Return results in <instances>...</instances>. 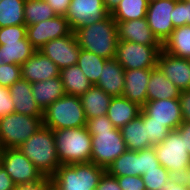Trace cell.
Returning <instances> with one entry per match:
<instances>
[{"mask_svg": "<svg viewBox=\"0 0 190 190\" xmlns=\"http://www.w3.org/2000/svg\"><path fill=\"white\" fill-rule=\"evenodd\" d=\"M86 127L91 135V162L106 170L127 150L121 131L107 115L88 119Z\"/></svg>", "mask_w": 190, "mask_h": 190, "instance_id": "cell-1", "label": "cell"}, {"mask_svg": "<svg viewBox=\"0 0 190 190\" xmlns=\"http://www.w3.org/2000/svg\"><path fill=\"white\" fill-rule=\"evenodd\" d=\"M74 34L81 49L107 60L115 58L118 43L117 23L110 14L95 23L77 28Z\"/></svg>", "mask_w": 190, "mask_h": 190, "instance_id": "cell-2", "label": "cell"}, {"mask_svg": "<svg viewBox=\"0 0 190 190\" xmlns=\"http://www.w3.org/2000/svg\"><path fill=\"white\" fill-rule=\"evenodd\" d=\"M18 149L45 177H52L61 165L57 155L53 130L44 125L21 144Z\"/></svg>", "mask_w": 190, "mask_h": 190, "instance_id": "cell-3", "label": "cell"}, {"mask_svg": "<svg viewBox=\"0 0 190 190\" xmlns=\"http://www.w3.org/2000/svg\"><path fill=\"white\" fill-rule=\"evenodd\" d=\"M61 165L91 162V135L86 126L53 130Z\"/></svg>", "mask_w": 190, "mask_h": 190, "instance_id": "cell-4", "label": "cell"}, {"mask_svg": "<svg viewBox=\"0 0 190 190\" xmlns=\"http://www.w3.org/2000/svg\"><path fill=\"white\" fill-rule=\"evenodd\" d=\"M43 125L52 130L86 126L87 120L80 97L65 94L50 104L44 110Z\"/></svg>", "mask_w": 190, "mask_h": 190, "instance_id": "cell-5", "label": "cell"}, {"mask_svg": "<svg viewBox=\"0 0 190 190\" xmlns=\"http://www.w3.org/2000/svg\"><path fill=\"white\" fill-rule=\"evenodd\" d=\"M104 172L92 162L60 165L51 178L57 190H93Z\"/></svg>", "mask_w": 190, "mask_h": 190, "instance_id": "cell-6", "label": "cell"}, {"mask_svg": "<svg viewBox=\"0 0 190 190\" xmlns=\"http://www.w3.org/2000/svg\"><path fill=\"white\" fill-rule=\"evenodd\" d=\"M43 125V116L17 112L0 117V148H18Z\"/></svg>", "mask_w": 190, "mask_h": 190, "instance_id": "cell-7", "label": "cell"}, {"mask_svg": "<svg viewBox=\"0 0 190 190\" xmlns=\"http://www.w3.org/2000/svg\"><path fill=\"white\" fill-rule=\"evenodd\" d=\"M157 159L174 177H183L190 167V155L184 144V136L171 130L167 137L153 146Z\"/></svg>", "mask_w": 190, "mask_h": 190, "instance_id": "cell-8", "label": "cell"}, {"mask_svg": "<svg viewBox=\"0 0 190 190\" xmlns=\"http://www.w3.org/2000/svg\"><path fill=\"white\" fill-rule=\"evenodd\" d=\"M162 45L118 40L115 59L124 70L156 68Z\"/></svg>", "mask_w": 190, "mask_h": 190, "instance_id": "cell-9", "label": "cell"}, {"mask_svg": "<svg viewBox=\"0 0 190 190\" xmlns=\"http://www.w3.org/2000/svg\"><path fill=\"white\" fill-rule=\"evenodd\" d=\"M0 164L15 185L34 183L44 177L18 148L1 149Z\"/></svg>", "mask_w": 190, "mask_h": 190, "instance_id": "cell-10", "label": "cell"}, {"mask_svg": "<svg viewBox=\"0 0 190 190\" xmlns=\"http://www.w3.org/2000/svg\"><path fill=\"white\" fill-rule=\"evenodd\" d=\"M176 0H149L146 19L152 33L163 44L175 29L171 18Z\"/></svg>", "mask_w": 190, "mask_h": 190, "instance_id": "cell-11", "label": "cell"}, {"mask_svg": "<svg viewBox=\"0 0 190 190\" xmlns=\"http://www.w3.org/2000/svg\"><path fill=\"white\" fill-rule=\"evenodd\" d=\"M80 50L81 48L78 45L74 31L67 36L48 41L39 49V51L51 59L60 70L77 64Z\"/></svg>", "mask_w": 190, "mask_h": 190, "instance_id": "cell-12", "label": "cell"}, {"mask_svg": "<svg viewBox=\"0 0 190 190\" xmlns=\"http://www.w3.org/2000/svg\"><path fill=\"white\" fill-rule=\"evenodd\" d=\"M110 13L103 0H71L65 18L72 31L106 18Z\"/></svg>", "mask_w": 190, "mask_h": 190, "instance_id": "cell-13", "label": "cell"}, {"mask_svg": "<svg viewBox=\"0 0 190 190\" xmlns=\"http://www.w3.org/2000/svg\"><path fill=\"white\" fill-rule=\"evenodd\" d=\"M72 32L65 16H55L39 23L26 26V36L32 46L39 50L48 41L67 36Z\"/></svg>", "mask_w": 190, "mask_h": 190, "instance_id": "cell-14", "label": "cell"}, {"mask_svg": "<svg viewBox=\"0 0 190 190\" xmlns=\"http://www.w3.org/2000/svg\"><path fill=\"white\" fill-rule=\"evenodd\" d=\"M141 111L150 117V122H157L176 130L183 122L179 98L147 101Z\"/></svg>", "mask_w": 190, "mask_h": 190, "instance_id": "cell-15", "label": "cell"}, {"mask_svg": "<svg viewBox=\"0 0 190 190\" xmlns=\"http://www.w3.org/2000/svg\"><path fill=\"white\" fill-rule=\"evenodd\" d=\"M157 67L180 91L190 89V59L160 51Z\"/></svg>", "mask_w": 190, "mask_h": 190, "instance_id": "cell-16", "label": "cell"}, {"mask_svg": "<svg viewBox=\"0 0 190 190\" xmlns=\"http://www.w3.org/2000/svg\"><path fill=\"white\" fill-rule=\"evenodd\" d=\"M60 76L58 66L42 52L36 50L34 54L21 65V79L31 84Z\"/></svg>", "mask_w": 190, "mask_h": 190, "instance_id": "cell-17", "label": "cell"}, {"mask_svg": "<svg viewBox=\"0 0 190 190\" xmlns=\"http://www.w3.org/2000/svg\"><path fill=\"white\" fill-rule=\"evenodd\" d=\"M154 68L125 70L122 96L143 107L147 102V85Z\"/></svg>", "mask_w": 190, "mask_h": 190, "instance_id": "cell-18", "label": "cell"}, {"mask_svg": "<svg viewBox=\"0 0 190 190\" xmlns=\"http://www.w3.org/2000/svg\"><path fill=\"white\" fill-rule=\"evenodd\" d=\"M116 23L118 40L131 41L143 45H162L152 33L146 17Z\"/></svg>", "mask_w": 190, "mask_h": 190, "instance_id": "cell-19", "label": "cell"}, {"mask_svg": "<svg viewBox=\"0 0 190 190\" xmlns=\"http://www.w3.org/2000/svg\"><path fill=\"white\" fill-rule=\"evenodd\" d=\"M9 93L14 102V112L28 116L44 115V111L35 102L29 81L20 79L9 87Z\"/></svg>", "mask_w": 190, "mask_h": 190, "instance_id": "cell-20", "label": "cell"}, {"mask_svg": "<svg viewBox=\"0 0 190 190\" xmlns=\"http://www.w3.org/2000/svg\"><path fill=\"white\" fill-rule=\"evenodd\" d=\"M125 70L115 58L108 59L95 86L101 88L111 97L122 96L124 90Z\"/></svg>", "mask_w": 190, "mask_h": 190, "instance_id": "cell-21", "label": "cell"}, {"mask_svg": "<svg viewBox=\"0 0 190 190\" xmlns=\"http://www.w3.org/2000/svg\"><path fill=\"white\" fill-rule=\"evenodd\" d=\"M36 51L27 36L18 41H0V66L25 63Z\"/></svg>", "mask_w": 190, "mask_h": 190, "instance_id": "cell-22", "label": "cell"}, {"mask_svg": "<svg viewBox=\"0 0 190 190\" xmlns=\"http://www.w3.org/2000/svg\"><path fill=\"white\" fill-rule=\"evenodd\" d=\"M141 109L142 107L137 103L131 102L123 96L112 97L106 115L115 128L121 129L136 118L140 114Z\"/></svg>", "mask_w": 190, "mask_h": 190, "instance_id": "cell-23", "label": "cell"}, {"mask_svg": "<svg viewBox=\"0 0 190 190\" xmlns=\"http://www.w3.org/2000/svg\"><path fill=\"white\" fill-rule=\"evenodd\" d=\"M31 88L35 102L43 111L66 94L60 76L32 83Z\"/></svg>", "mask_w": 190, "mask_h": 190, "instance_id": "cell-24", "label": "cell"}, {"mask_svg": "<svg viewBox=\"0 0 190 190\" xmlns=\"http://www.w3.org/2000/svg\"><path fill=\"white\" fill-rule=\"evenodd\" d=\"M180 90L156 67L147 85V101L179 98Z\"/></svg>", "mask_w": 190, "mask_h": 190, "instance_id": "cell-25", "label": "cell"}, {"mask_svg": "<svg viewBox=\"0 0 190 190\" xmlns=\"http://www.w3.org/2000/svg\"><path fill=\"white\" fill-rule=\"evenodd\" d=\"M127 150L140 151L153 147L147 136L146 126L140 115L124 125L121 129Z\"/></svg>", "mask_w": 190, "mask_h": 190, "instance_id": "cell-26", "label": "cell"}, {"mask_svg": "<svg viewBox=\"0 0 190 190\" xmlns=\"http://www.w3.org/2000/svg\"><path fill=\"white\" fill-rule=\"evenodd\" d=\"M86 120L107 114L112 97L101 88L93 85L80 96Z\"/></svg>", "mask_w": 190, "mask_h": 190, "instance_id": "cell-27", "label": "cell"}, {"mask_svg": "<svg viewBox=\"0 0 190 190\" xmlns=\"http://www.w3.org/2000/svg\"><path fill=\"white\" fill-rule=\"evenodd\" d=\"M60 77L67 95L80 97L93 86L78 64L61 69Z\"/></svg>", "mask_w": 190, "mask_h": 190, "instance_id": "cell-28", "label": "cell"}, {"mask_svg": "<svg viewBox=\"0 0 190 190\" xmlns=\"http://www.w3.org/2000/svg\"><path fill=\"white\" fill-rule=\"evenodd\" d=\"M162 50L176 57L190 59V25L175 28L162 44Z\"/></svg>", "mask_w": 190, "mask_h": 190, "instance_id": "cell-29", "label": "cell"}, {"mask_svg": "<svg viewBox=\"0 0 190 190\" xmlns=\"http://www.w3.org/2000/svg\"><path fill=\"white\" fill-rule=\"evenodd\" d=\"M149 0H120L110 13L116 22L138 20L146 17Z\"/></svg>", "mask_w": 190, "mask_h": 190, "instance_id": "cell-30", "label": "cell"}, {"mask_svg": "<svg viewBox=\"0 0 190 190\" xmlns=\"http://www.w3.org/2000/svg\"><path fill=\"white\" fill-rule=\"evenodd\" d=\"M105 171L114 177L140 176L139 151L126 150Z\"/></svg>", "mask_w": 190, "mask_h": 190, "instance_id": "cell-31", "label": "cell"}, {"mask_svg": "<svg viewBox=\"0 0 190 190\" xmlns=\"http://www.w3.org/2000/svg\"><path fill=\"white\" fill-rule=\"evenodd\" d=\"M24 5L25 0H1L0 28L25 24Z\"/></svg>", "mask_w": 190, "mask_h": 190, "instance_id": "cell-32", "label": "cell"}, {"mask_svg": "<svg viewBox=\"0 0 190 190\" xmlns=\"http://www.w3.org/2000/svg\"><path fill=\"white\" fill-rule=\"evenodd\" d=\"M57 16L45 0H25V25L30 26Z\"/></svg>", "mask_w": 190, "mask_h": 190, "instance_id": "cell-33", "label": "cell"}, {"mask_svg": "<svg viewBox=\"0 0 190 190\" xmlns=\"http://www.w3.org/2000/svg\"><path fill=\"white\" fill-rule=\"evenodd\" d=\"M106 61L107 59L99 57L92 52L81 49L77 64L89 79V81L95 85L100 77L102 68Z\"/></svg>", "mask_w": 190, "mask_h": 190, "instance_id": "cell-34", "label": "cell"}, {"mask_svg": "<svg viewBox=\"0 0 190 190\" xmlns=\"http://www.w3.org/2000/svg\"><path fill=\"white\" fill-rule=\"evenodd\" d=\"M146 190H162L163 185L170 180L172 175L162 165L146 171L142 176Z\"/></svg>", "mask_w": 190, "mask_h": 190, "instance_id": "cell-35", "label": "cell"}, {"mask_svg": "<svg viewBox=\"0 0 190 190\" xmlns=\"http://www.w3.org/2000/svg\"><path fill=\"white\" fill-rule=\"evenodd\" d=\"M139 115L142 117L144 125L146 126L149 141L153 145L161 143L167 137V134L171 131L168 127L163 126L161 123L150 122V117L146 116L142 111Z\"/></svg>", "mask_w": 190, "mask_h": 190, "instance_id": "cell-36", "label": "cell"}, {"mask_svg": "<svg viewBox=\"0 0 190 190\" xmlns=\"http://www.w3.org/2000/svg\"><path fill=\"white\" fill-rule=\"evenodd\" d=\"M21 79V65L5 64L0 66V86L9 88Z\"/></svg>", "mask_w": 190, "mask_h": 190, "instance_id": "cell-37", "label": "cell"}, {"mask_svg": "<svg viewBox=\"0 0 190 190\" xmlns=\"http://www.w3.org/2000/svg\"><path fill=\"white\" fill-rule=\"evenodd\" d=\"M171 20L174 28L190 25V2L176 0Z\"/></svg>", "mask_w": 190, "mask_h": 190, "instance_id": "cell-38", "label": "cell"}, {"mask_svg": "<svg viewBox=\"0 0 190 190\" xmlns=\"http://www.w3.org/2000/svg\"><path fill=\"white\" fill-rule=\"evenodd\" d=\"M140 176L160 165L154 147L139 151Z\"/></svg>", "mask_w": 190, "mask_h": 190, "instance_id": "cell-39", "label": "cell"}, {"mask_svg": "<svg viewBox=\"0 0 190 190\" xmlns=\"http://www.w3.org/2000/svg\"><path fill=\"white\" fill-rule=\"evenodd\" d=\"M26 37V25H13L0 28V41H18Z\"/></svg>", "mask_w": 190, "mask_h": 190, "instance_id": "cell-40", "label": "cell"}, {"mask_svg": "<svg viewBox=\"0 0 190 190\" xmlns=\"http://www.w3.org/2000/svg\"><path fill=\"white\" fill-rule=\"evenodd\" d=\"M116 178L122 190H146L141 176L127 175Z\"/></svg>", "mask_w": 190, "mask_h": 190, "instance_id": "cell-41", "label": "cell"}, {"mask_svg": "<svg viewBox=\"0 0 190 190\" xmlns=\"http://www.w3.org/2000/svg\"><path fill=\"white\" fill-rule=\"evenodd\" d=\"M14 113V102L9 93V88L0 86V117Z\"/></svg>", "mask_w": 190, "mask_h": 190, "instance_id": "cell-42", "label": "cell"}, {"mask_svg": "<svg viewBox=\"0 0 190 190\" xmlns=\"http://www.w3.org/2000/svg\"><path fill=\"white\" fill-rule=\"evenodd\" d=\"M52 186V178L44 176L41 180L34 183L15 185L13 190H49Z\"/></svg>", "mask_w": 190, "mask_h": 190, "instance_id": "cell-43", "label": "cell"}, {"mask_svg": "<svg viewBox=\"0 0 190 190\" xmlns=\"http://www.w3.org/2000/svg\"><path fill=\"white\" fill-rule=\"evenodd\" d=\"M96 188L98 190H122L117 178L109 175L106 171L101 176Z\"/></svg>", "mask_w": 190, "mask_h": 190, "instance_id": "cell-44", "label": "cell"}, {"mask_svg": "<svg viewBox=\"0 0 190 190\" xmlns=\"http://www.w3.org/2000/svg\"><path fill=\"white\" fill-rule=\"evenodd\" d=\"M179 101L181 105L183 121L190 122V89L180 91Z\"/></svg>", "mask_w": 190, "mask_h": 190, "instance_id": "cell-45", "label": "cell"}, {"mask_svg": "<svg viewBox=\"0 0 190 190\" xmlns=\"http://www.w3.org/2000/svg\"><path fill=\"white\" fill-rule=\"evenodd\" d=\"M58 16L67 14L71 0H45Z\"/></svg>", "mask_w": 190, "mask_h": 190, "instance_id": "cell-46", "label": "cell"}, {"mask_svg": "<svg viewBox=\"0 0 190 190\" xmlns=\"http://www.w3.org/2000/svg\"><path fill=\"white\" fill-rule=\"evenodd\" d=\"M162 190H189L183 177L172 176L168 182H166Z\"/></svg>", "mask_w": 190, "mask_h": 190, "instance_id": "cell-47", "label": "cell"}, {"mask_svg": "<svg viewBox=\"0 0 190 190\" xmlns=\"http://www.w3.org/2000/svg\"><path fill=\"white\" fill-rule=\"evenodd\" d=\"M15 184L6 172L5 168L0 164V190H13Z\"/></svg>", "mask_w": 190, "mask_h": 190, "instance_id": "cell-48", "label": "cell"}, {"mask_svg": "<svg viewBox=\"0 0 190 190\" xmlns=\"http://www.w3.org/2000/svg\"><path fill=\"white\" fill-rule=\"evenodd\" d=\"M177 130L184 136V144L190 155V122L183 121Z\"/></svg>", "mask_w": 190, "mask_h": 190, "instance_id": "cell-49", "label": "cell"}, {"mask_svg": "<svg viewBox=\"0 0 190 190\" xmlns=\"http://www.w3.org/2000/svg\"><path fill=\"white\" fill-rule=\"evenodd\" d=\"M120 0H103L105 9L111 13L119 4Z\"/></svg>", "mask_w": 190, "mask_h": 190, "instance_id": "cell-50", "label": "cell"}, {"mask_svg": "<svg viewBox=\"0 0 190 190\" xmlns=\"http://www.w3.org/2000/svg\"><path fill=\"white\" fill-rule=\"evenodd\" d=\"M183 179L187 185V187L189 188L190 190V167L189 169L186 171L185 175L183 176Z\"/></svg>", "mask_w": 190, "mask_h": 190, "instance_id": "cell-51", "label": "cell"}, {"mask_svg": "<svg viewBox=\"0 0 190 190\" xmlns=\"http://www.w3.org/2000/svg\"><path fill=\"white\" fill-rule=\"evenodd\" d=\"M49 190H57L55 186L53 185Z\"/></svg>", "mask_w": 190, "mask_h": 190, "instance_id": "cell-52", "label": "cell"}]
</instances>
